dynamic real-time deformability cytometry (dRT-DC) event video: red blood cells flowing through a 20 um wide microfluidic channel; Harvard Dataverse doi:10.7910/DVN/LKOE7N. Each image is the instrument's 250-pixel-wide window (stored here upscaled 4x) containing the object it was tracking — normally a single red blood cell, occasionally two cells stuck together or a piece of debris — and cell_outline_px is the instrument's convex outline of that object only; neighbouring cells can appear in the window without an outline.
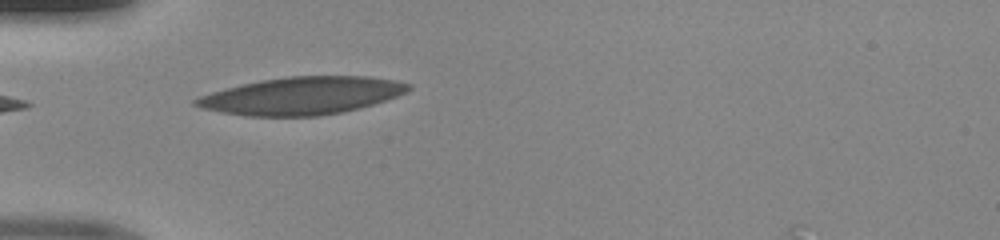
{"species": "human", "species_latin": "Homo sapiens", "temperature_condition": "room temperature", "stored_images_in_passage": 34, "camera_frame_rate_fps": 3000, "um_per_image_px": 0.085, "donor": {"sex": "male"}, "frame": {"image": 1, "passage_image": 1, "time_ms": 0.0, "image_size_px": [1000, 240], "cell_outline_px": [[412, 88], [396, 96], [360, 108], [344, 112], [320, 116], [248, 116], [224, 112], [204, 108], [192, 104], [192, 100], [200, 96], [212, 92], [244, 84], [264, 80], [288, 76], [368, 76], [392, 80], [412, 84]], "centroid_in_image_um": [25.68, 8.14], "position_along_channel_um": 59.3, "area_um2": 46.01}}
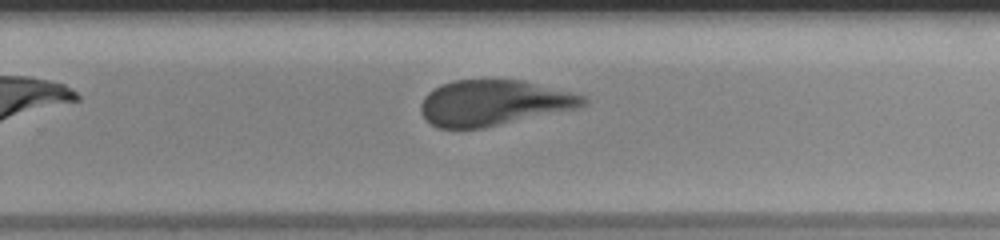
{"frame": {"image": 2, "passage_image": 18, "time_ms": 5.667, "image_size_px": [1000, 240], "cell_outline_px": [[588, 104], [580, 108], [484, 128], [436, 128], [420, 112], [420, 104], [424, 96], [428, 92], [440, 84], [452, 80], [524, 80], [584, 96], [588, 100]], "centroid_in_image_um": [41.96, 8.74], "position_along_channel_um": 287.8, "area_um2": 43.29}}
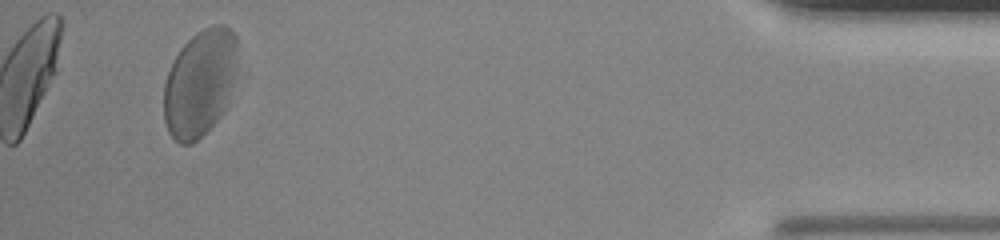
{"frame": {"image": 3, "passage_image": 32, "time_ms": 10.333, "image_size_px": [1000, 240], "cell_outline_px": [[236, 68], [228, 104], [224, 112], [192, 144], [180, 144], [168, 132], [164, 120], [164, 84], [168, 72], [180, 48], [196, 32], [204, 28], [216, 24], [224, 24], [236, 36]], "centroid_in_image_um": [16.98, 7.05], "position_along_channel_um": 418.2, "area_um2": 45.72}}